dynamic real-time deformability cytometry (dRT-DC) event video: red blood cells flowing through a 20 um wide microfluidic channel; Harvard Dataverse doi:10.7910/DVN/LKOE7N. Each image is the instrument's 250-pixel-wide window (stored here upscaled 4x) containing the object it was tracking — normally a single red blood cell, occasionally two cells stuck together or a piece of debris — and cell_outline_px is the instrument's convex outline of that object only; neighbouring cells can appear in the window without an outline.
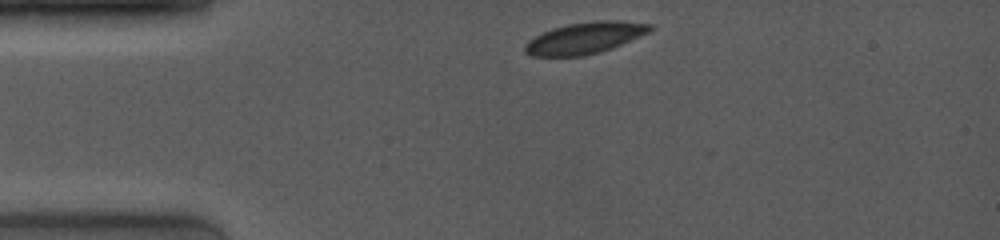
{"species": "common noctule bat (a hibernating species)", "species_latin": "Nyctalus noctula", "temperature_condition": "room temperature", "stored_images_in_passage": 31, "camera_frame_rate_fps": 4000, "um_per_image_px": 0.085, "animal": {"sex": "female", "body_mass_g": 19.0, "forearm_length_mm": 53.3}, "frame": {"image": 1, "passage_image": 1, "time_ms": 0.0, "image_size_px": [1000, 240], "cell_outline_px": [[656, 28], [652, 32], [612, 48], [600, 52], [584, 56], [532, 56], [524, 52], [524, 44], [528, 40], [552, 28], [568, 24], [596, 20], [620, 20], [652, 24]], "centroid_in_image_um": [49.78, 3.22], "position_along_channel_um": 35.2, "area_um2": 23.29}}
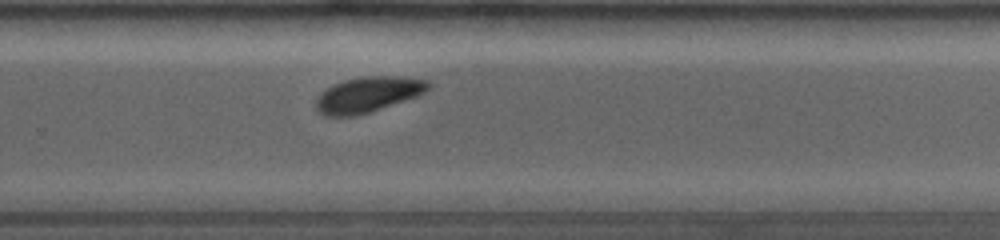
{"frame": {"image": 2, "passage_image": 17, "time_ms": 7.5, "image_size_px": [1000, 240], "cell_outline_px": [[432, 84], [424, 92], [416, 96], [356, 116], [324, 116], [316, 108], [316, 100], [328, 88], [344, 80], [360, 76], [392, 76], [432, 80]], "centroid_in_image_um": [31.3, 8.02], "position_along_channel_um": 298.5, "area_um2": 22.77}}
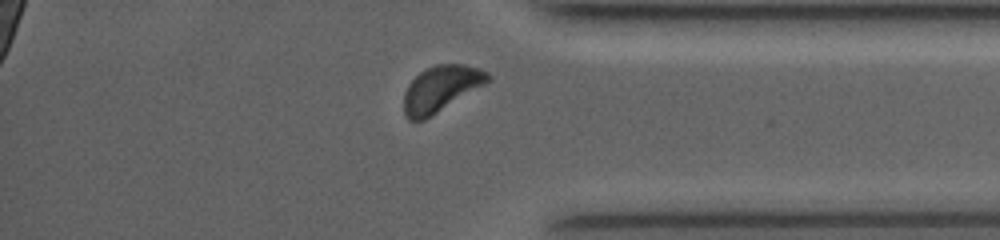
{"frame": {"image": 3, "passage_image": 28, "time_ms": 10.0, "image_size_px": [1000, 240], "cell_outline_px": [[492, 80], [424, 120], [408, 120], [404, 112], [404, 92], [408, 84], [420, 72], [436, 64], [464, 64], [480, 68], [488, 72], [492, 76]], "centroid_in_image_um": [37.5, 7.52], "position_along_channel_um": 397.7, "area_um2": 22.43}, "authors_computed_cell_mechanics": {"area_um2": 23.5824, "velocity_mm_per_s": 4.0355, "shape_relaxation_time_tau1_ms": 3.4342, "shape_relaxation_time_tau2_ms": null, "deformation_change_tau1": 0.0868, "deformation_change_tau2": null}}